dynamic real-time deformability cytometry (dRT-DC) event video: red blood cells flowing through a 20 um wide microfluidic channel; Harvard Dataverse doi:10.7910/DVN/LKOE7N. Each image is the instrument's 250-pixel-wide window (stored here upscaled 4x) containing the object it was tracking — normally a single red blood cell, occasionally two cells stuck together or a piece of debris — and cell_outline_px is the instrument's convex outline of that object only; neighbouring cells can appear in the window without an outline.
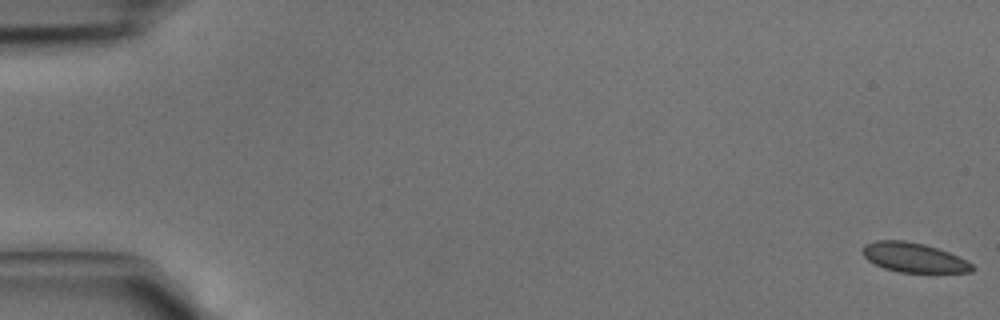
{"species": "common noctule bat (a hibernating species)", "species_latin": "Nyctalus noctula", "temperature_condition": "cold", "stored_images_in_passage": 9, "camera_frame_rate_fps": 3000, "um_per_image_px": 0.085, "animal": {"sex": "male", "body_mass_g": 15.6}, "frame": {"image": 1, "passage_image": 1, "time_ms": 0.0, "image_size_px": [1000, 320], "cell_outline_px": [[976, 268], [972, 272], [900, 272], [884, 268], [868, 260], [860, 252], [860, 248], [864, 244], [876, 240], [904, 240], [924, 244], [948, 252], [972, 264]], "centroid_in_image_um": [77.61, 21.88], "position_along_channel_um": 7.4, "area_um2": 18.79}}